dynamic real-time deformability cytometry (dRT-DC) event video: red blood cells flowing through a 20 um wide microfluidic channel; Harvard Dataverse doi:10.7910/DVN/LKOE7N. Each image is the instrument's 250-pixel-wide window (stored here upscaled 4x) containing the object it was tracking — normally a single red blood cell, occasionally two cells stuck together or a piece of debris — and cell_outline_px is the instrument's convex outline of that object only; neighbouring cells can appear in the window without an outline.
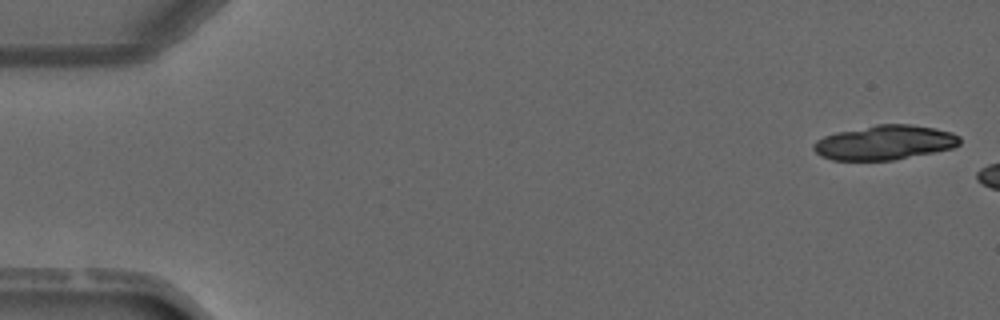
{"species": "common noctule bat (a hibernating species)", "species_latin": "Nyctalus noctula", "temperature_condition": "warm", "stored_images_in_passage": 6, "camera_frame_rate_fps": 3000, "um_per_image_px": 0.085, "animal": {"sex": "male", "forearm_length_mm": 52.5}, "frame": {"image": 1, "passage_image": 1, "time_ms": 0.0, "image_size_px": [1000, 320], "cell_outline_px": [[960, 144], [952, 148], [892, 160], [832, 160], [820, 156], [812, 148], [812, 144], [816, 140], [824, 136], [836, 132], [876, 124], [908, 124], [932, 128], [952, 132], [960, 136]], "centroid_in_image_um": [75.15, 12.11], "position_along_channel_um": 9.8, "area_um2": 29.3}}
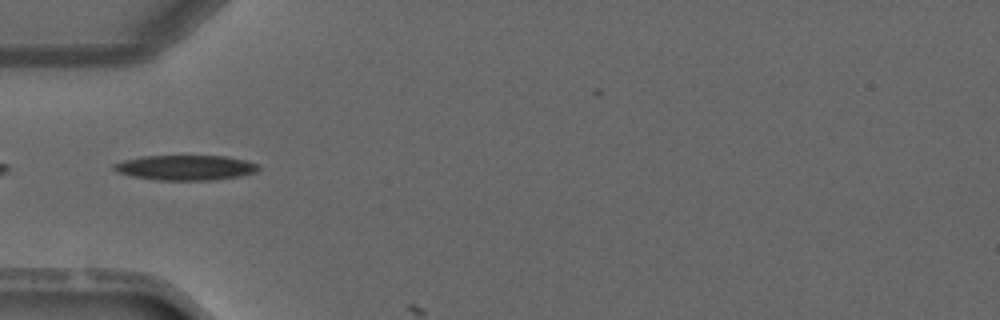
{"frame": {"image": 2, "passage_image": 5, "time_ms": 6.333, "image_size_px": [1000, 320], "cell_outline_px": [[260, 168], [256, 172], [240, 176], [212, 180], [156, 180], [132, 176], [116, 172], [112, 168], [112, 164], [124, 160], [140, 156], [224, 156], [244, 160], [260, 164]], "centroid_in_image_um": [15.75, 14.25], "position_along_channel_um": 69.2, "area_um2": 21.21}}